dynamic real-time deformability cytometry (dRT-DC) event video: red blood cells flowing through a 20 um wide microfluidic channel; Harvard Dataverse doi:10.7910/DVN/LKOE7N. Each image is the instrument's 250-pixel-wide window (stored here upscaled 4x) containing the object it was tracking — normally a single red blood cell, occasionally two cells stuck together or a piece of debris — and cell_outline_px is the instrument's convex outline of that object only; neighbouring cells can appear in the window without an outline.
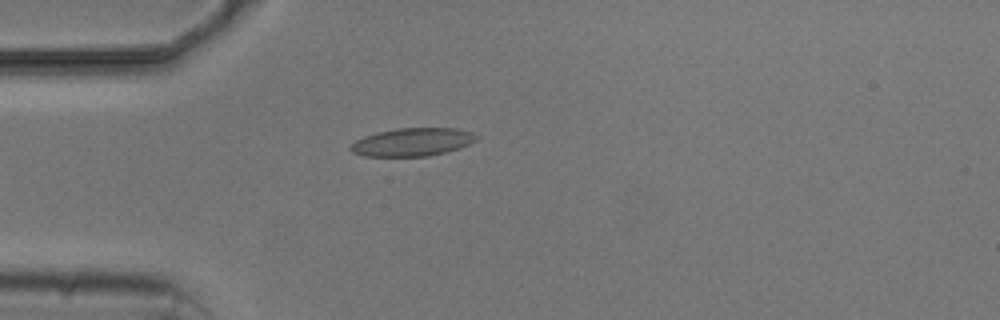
{"species": "common noctule bat (a hibernating species)", "species_latin": "Nyctalus noctula", "temperature_condition": "cold", "stored_images_in_passage": 1, "camera_frame_rate_fps": 3000, "um_per_image_px": 0.085, "animal": {"sex": "male", "body_mass_g": 20.5, "forearm_length_mm": 52.5}, "frame": {"image": 1, "passage_image": 1, "time_ms": 0.0, "image_size_px": [1000, 320], "cell_outline_px": [[480, 136], [476, 140], [460, 148], [428, 156], [364, 156], [352, 152], [348, 148], [356, 140], [364, 136], [376, 132], [396, 128], [456, 128], [472, 132]], "centroid_in_image_um": [35.05, 12.06], "position_along_channel_um": 49.9, "area_um2": 20.63}}